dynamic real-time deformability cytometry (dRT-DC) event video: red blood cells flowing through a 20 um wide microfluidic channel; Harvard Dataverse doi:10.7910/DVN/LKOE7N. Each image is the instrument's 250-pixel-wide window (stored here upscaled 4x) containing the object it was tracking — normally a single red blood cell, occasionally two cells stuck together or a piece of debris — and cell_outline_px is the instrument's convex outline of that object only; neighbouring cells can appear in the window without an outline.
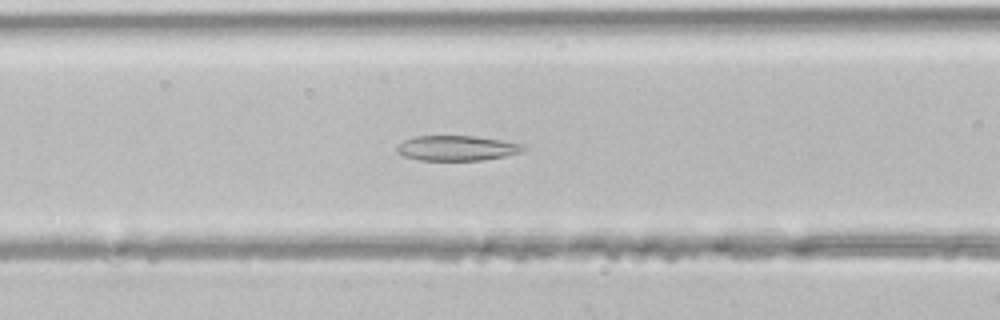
{"species": "common noctule bat (a hibernating species)", "species_latin": "Nyctalus noctula", "temperature_condition": "room temperature", "stored_images_in_passage": 32, "camera_frame_rate_fps": 3000, "um_per_image_px": 0.085, "animal": {"sex": "male", "body_mass_g": 21.5, "forearm_length_mm": 52.0}, "frame": {"image": 1, "passage_image": 9, "time_ms": 2.667, "image_size_px": [1000, 320], "cell_outline_px": [[524, 148], [520, 152], [504, 156], [480, 160], [420, 160], [404, 156], [396, 152], [396, 148], [404, 140], [416, 136], [472, 136], [500, 140], [524, 144]], "centroid_in_image_um": [38.8, 12.59], "position_along_channel_um": 127.8, "area_um2": 18.21}}
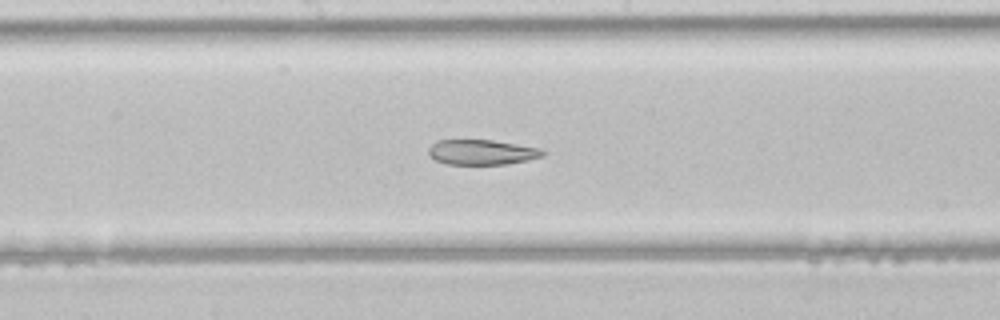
{"frame": {"image": 2, "passage_image": 14, "time_ms": 4.333, "image_size_px": [1000, 320], "cell_outline_px": [[544, 156], [528, 160], [504, 164], [448, 164], [436, 160], [428, 156], [428, 148], [436, 140], [492, 140], [540, 148], [544, 152]], "centroid_in_image_um": [40.92, 12.93], "position_along_channel_um": 207.3, "area_um2": 16.65}}
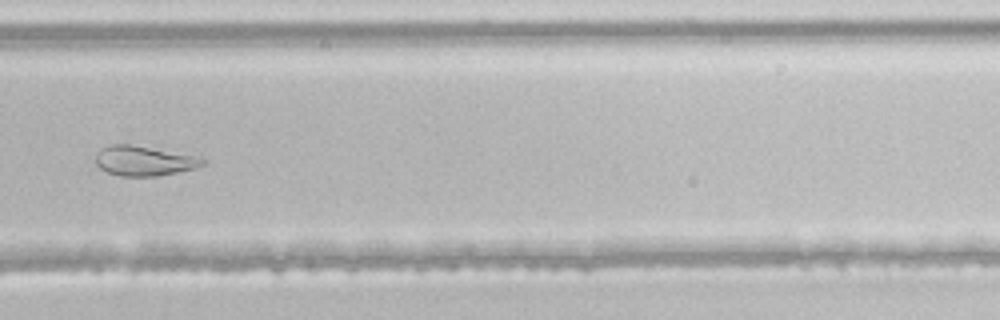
{"frame": {"image": 3, "passage_image": 21, "time_ms": 6.667, "image_size_px": [1000, 320], "cell_outline_px": [[208, 160], [204, 164], [196, 168], [156, 176], [120, 176], [108, 172], [100, 168], [96, 164], [96, 152], [100, 148], [112, 144], [128, 144], [196, 156]], "centroid_in_image_um": [12.22, 13.67], "position_along_channel_um": 317.6, "area_um2": 18.44}}